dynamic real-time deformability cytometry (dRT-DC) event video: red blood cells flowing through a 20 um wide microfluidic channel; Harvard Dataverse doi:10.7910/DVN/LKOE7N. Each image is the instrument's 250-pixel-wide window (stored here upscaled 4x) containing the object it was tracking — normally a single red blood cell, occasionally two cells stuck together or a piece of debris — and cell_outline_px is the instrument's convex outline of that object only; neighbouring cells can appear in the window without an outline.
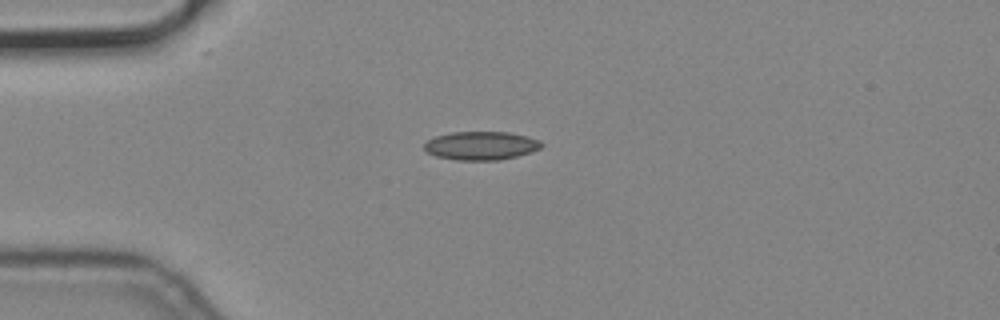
{"species": "common noctule bat (a hibernating species)", "species_latin": "Nyctalus noctula", "temperature_condition": "cold", "stored_images_in_passage": 4, "camera_frame_rate_fps": 3000, "um_per_image_px": 0.085, "animal": {"sex": "male", "body_mass_g": 19.2, "forearm_length_mm": 51.8}, "frame": {"image": 1, "passage_image": 1, "time_ms": 0.0, "image_size_px": [1000, 320], "cell_outline_px": [[544, 144], [540, 148], [516, 156], [500, 160], [456, 160], [436, 156], [428, 152], [424, 148], [424, 144], [428, 140], [436, 136], [452, 132], [508, 132], [540, 140]], "centroid_in_image_um": [40.87, 12.38], "position_along_channel_um": 44.1, "area_um2": 19.25}}
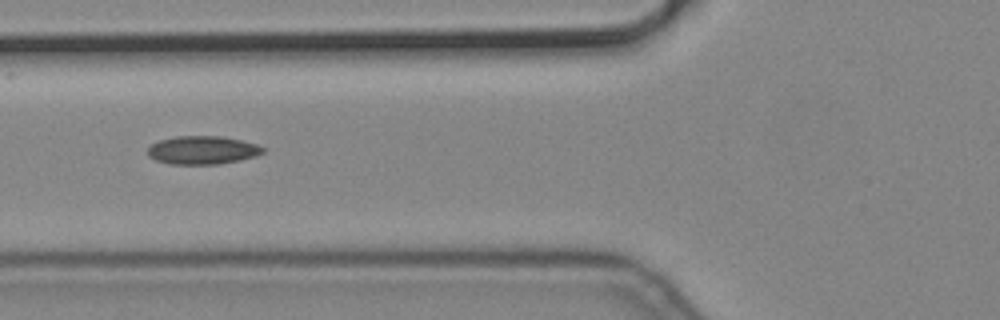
{"frame": {"image": 2, "passage_image": 3, "time_ms": 0.667, "image_size_px": [1000, 320], "cell_outline_px": [[264, 152], [256, 156], [240, 160], [220, 164], [168, 164], [156, 160], [148, 156], [148, 148], [152, 144], [160, 140], [176, 136], [220, 136], [240, 140], [256, 144], [264, 148]], "centroid_in_image_um": [17.2, 12.76], "position_along_channel_um": 108.6, "area_um2": 18.96}}
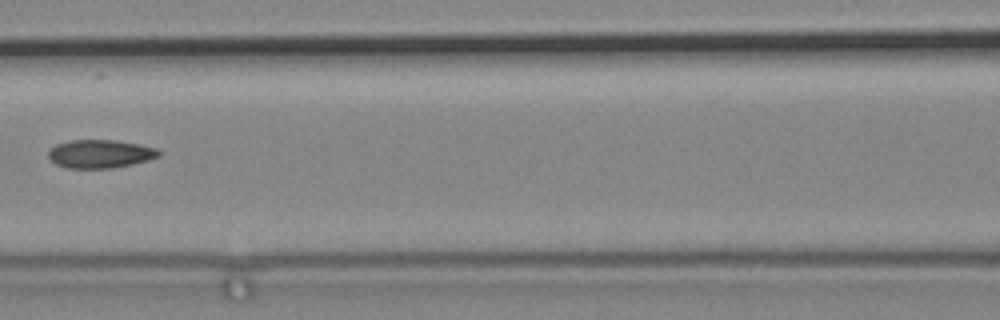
{"frame": {"image": 3, "passage_image": 4, "time_ms": 1.0, "image_size_px": [1000, 320], "cell_outline_px": [[160, 156], [148, 160], [132, 164], [112, 168], [68, 168], [56, 164], [48, 156], [48, 152], [56, 144], [72, 140], [116, 140], [140, 144], [156, 148], [160, 152]], "centroid_in_image_um": [8.53, 13.07], "position_along_channel_um": 158.1, "area_um2": 18.15}}